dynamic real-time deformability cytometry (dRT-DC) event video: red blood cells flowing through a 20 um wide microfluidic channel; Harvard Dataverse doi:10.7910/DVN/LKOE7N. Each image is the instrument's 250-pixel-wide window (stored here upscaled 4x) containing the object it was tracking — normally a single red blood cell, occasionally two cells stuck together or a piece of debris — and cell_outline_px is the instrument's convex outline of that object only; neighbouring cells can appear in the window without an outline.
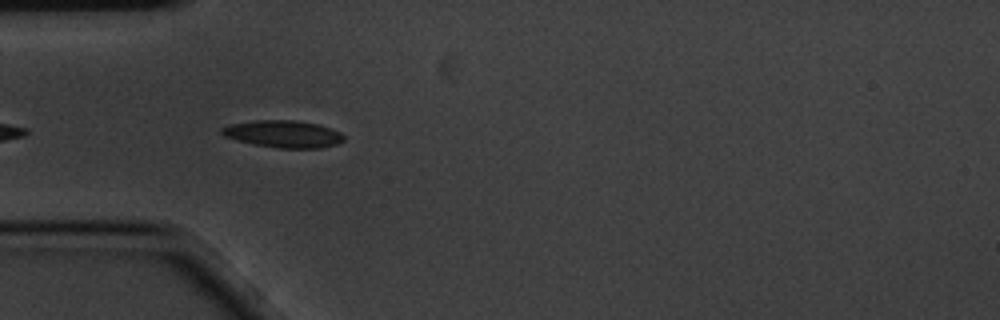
{"species": "common noctule bat (a hibernating species)", "species_latin": "Nyctalus noctula", "temperature_condition": "cold", "stored_images_in_passage": 5, "camera_frame_rate_fps": 3000, "um_per_image_px": 0.085, "animal": {"sex": "male", "body_mass_g": 20.1, "forearm_length_mm": 53.5}, "frame": {"image": 1, "passage_image": 4, "time_ms": 1.0, "image_size_px": [1000, 320], "cell_outline_px": [[344, 140], [336, 144], [320, 148], [280, 148], [252, 144], [224, 136], [220, 132], [220, 128], [232, 124], [256, 120], [296, 120], [320, 124], [340, 132], [344, 136]], "centroid_in_image_um": [24.09, 11.38], "position_along_channel_um": 60.9, "area_um2": 19.31}}
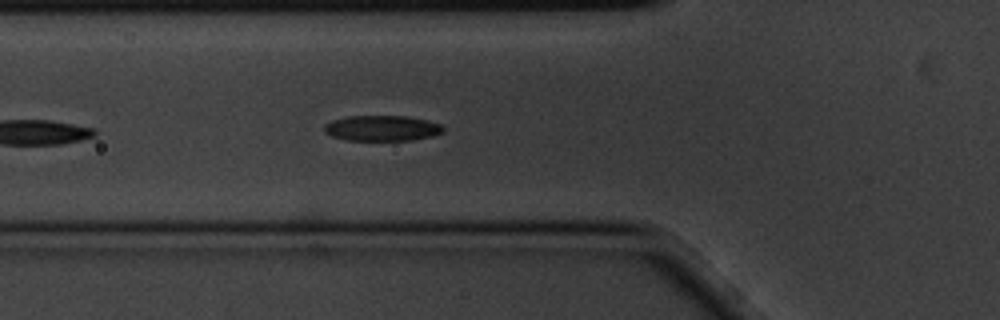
{"frame": {"image": 2, "passage_image": 5, "time_ms": 1.333, "image_size_px": [1000, 320], "cell_outline_px": [[444, 132], [432, 136], [412, 140], [344, 140], [332, 136], [324, 132], [324, 124], [332, 120], [348, 116], [408, 116], [440, 124], [444, 128]], "centroid_in_image_um": [32.44, 10.9], "position_along_channel_um": 93.4, "area_um2": 17.69}}